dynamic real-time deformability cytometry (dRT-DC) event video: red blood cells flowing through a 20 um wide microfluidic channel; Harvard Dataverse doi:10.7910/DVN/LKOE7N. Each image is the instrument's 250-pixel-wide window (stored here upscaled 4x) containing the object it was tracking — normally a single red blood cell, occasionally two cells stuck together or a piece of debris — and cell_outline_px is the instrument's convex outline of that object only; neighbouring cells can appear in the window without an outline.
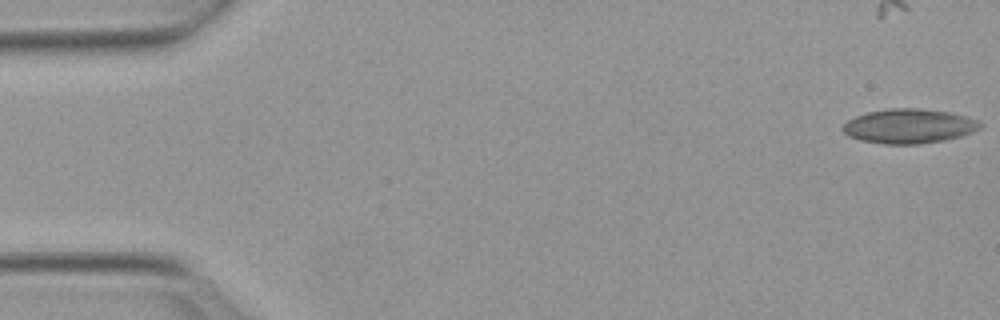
{"species": "Egyptian fruit bat (a non-hibernating species)", "species_latin": "Rousettus aegyptiacus", "temperature_condition": "warm", "stored_images_in_passage": 9, "camera_frame_rate_fps": 3000, "um_per_image_px": 0.085, "animal": {"sex": "female"}, "frame": {"image": 1, "passage_image": 1, "time_ms": 0.0, "image_size_px": [1000, 320], "cell_outline_px": [[984, 124], [980, 128], [972, 132], [960, 136], [944, 140], [916, 144], [884, 144], [860, 140], [848, 136], [840, 128], [848, 120], [856, 116], [868, 112], [888, 108], [920, 108], [948, 112], [964, 116], [976, 120]], "centroid_in_image_um": [77.23, 10.72], "position_along_channel_um": 7.8, "area_um2": 27.51}}